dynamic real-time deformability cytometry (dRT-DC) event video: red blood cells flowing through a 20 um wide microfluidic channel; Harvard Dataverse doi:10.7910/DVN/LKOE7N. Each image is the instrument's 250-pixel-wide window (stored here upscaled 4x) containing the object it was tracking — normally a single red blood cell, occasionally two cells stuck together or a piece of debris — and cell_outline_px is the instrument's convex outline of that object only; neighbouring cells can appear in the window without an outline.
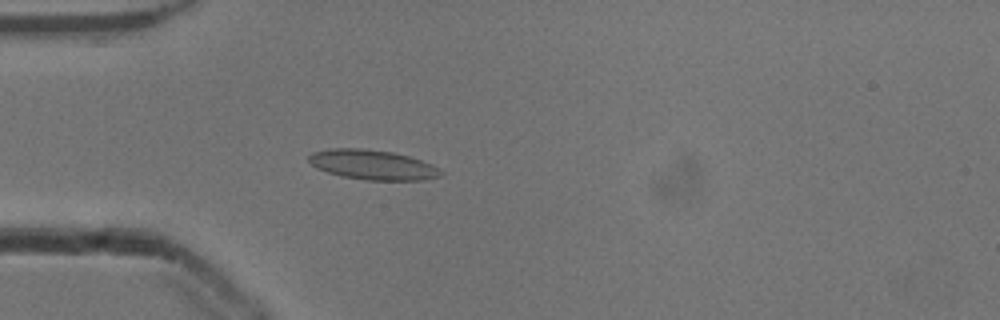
{"species": "common noctule bat (a hibernating species)", "species_latin": "Nyctalus noctula", "temperature_condition": "cold", "stored_images_in_passage": 52, "camera_frame_rate_fps": 3000, "um_per_image_px": 0.085, "animal": {"sex": "male", "body_mass_g": 13.3}, "frame": {"image": 1, "passage_image": 15, "time_ms": 4.667, "image_size_px": [1000, 320], "cell_outline_px": [[444, 172], [440, 176], [424, 180], [368, 180], [340, 176], [316, 168], [308, 160], [308, 156], [312, 152], [328, 148], [364, 148], [392, 152], [408, 156], [432, 164], [440, 168]], "centroid_in_image_um": [31.67, 14.0], "position_along_channel_um": 53.3, "area_um2": 23.06}}
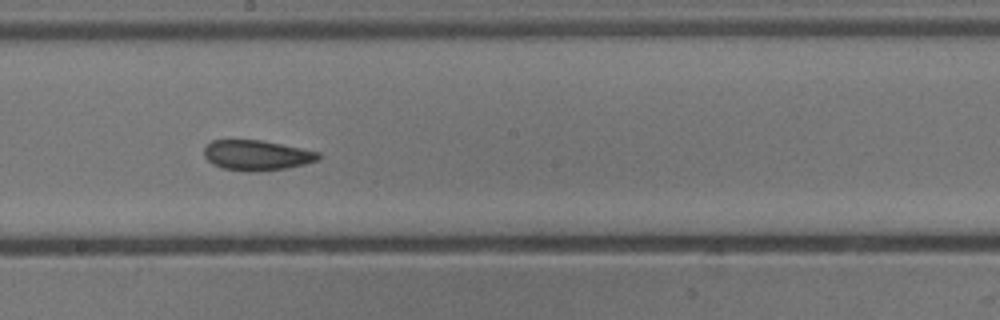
{"frame": {"image": 2, "passage_image": 29, "time_ms": 9.333, "image_size_px": [1000, 320], "cell_outline_px": [[320, 156], [316, 160], [304, 164], [284, 168], [260, 172], [248, 172], [220, 168], [212, 164], [204, 156], [204, 148], [212, 140], [260, 140], [320, 152]], "centroid_in_image_um": [21.77, 13.21], "position_along_channel_um": 226.4, "area_um2": 20.06}}
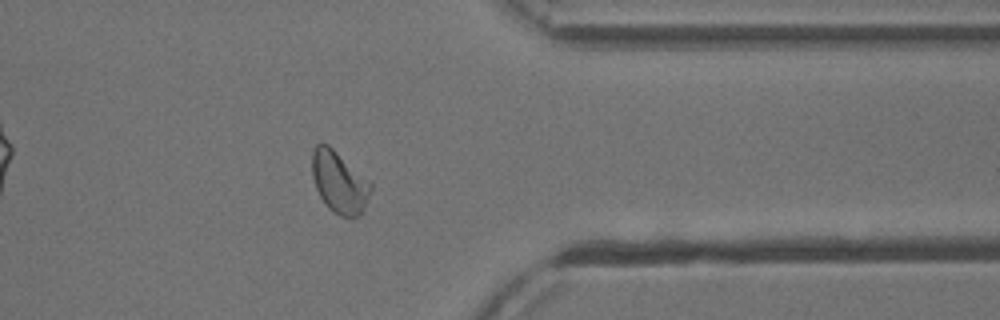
{"frame": {"image": 3, "passage_image": 42, "time_ms": 13.667, "image_size_px": [1000, 320], "cell_outline_px": [[372, 188], [364, 208], [356, 216], [340, 216], [332, 212], [324, 204], [316, 188], [312, 176], [312, 152], [316, 144], [328, 144], [368, 180], [372, 184]], "centroid_in_image_um": [28.81, 15.49], "position_along_channel_um": 382.6, "area_um2": 20.81}, "authors_computed_cell_mechanics": {"area_um2": 21.3282, "velocity_mm_per_s": 3.8649, "shape_relaxation_time_tau1_ms": 6.8279, "shape_relaxation_time_tau2_ms": 1.8229, "deformation_change_tau1": 0.1274, "deformation_change_tau2": 0.0536}}